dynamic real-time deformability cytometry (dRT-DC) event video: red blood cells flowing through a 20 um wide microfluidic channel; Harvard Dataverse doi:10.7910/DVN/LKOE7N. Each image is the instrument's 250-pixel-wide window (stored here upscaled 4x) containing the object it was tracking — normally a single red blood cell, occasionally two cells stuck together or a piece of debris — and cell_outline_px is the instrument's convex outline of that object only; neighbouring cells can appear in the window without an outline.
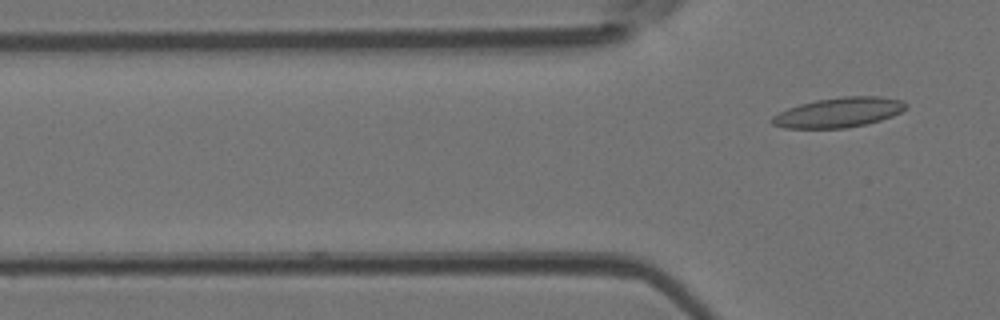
{"species": "Egyptian fruit bat (a non-hibernating species)", "species_latin": "Rousettus aegyptiacus", "temperature_condition": "room temperature", "stored_images_in_passage": 5, "camera_frame_rate_fps": 3000, "um_per_image_px": 0.085, "animal": {"sex": "female"}, "frame": {"image": 1, "passage_image": 5, "time_ms": 1.333, "image_size_px": [1000, 320], "cell_outline_px": [[908, 104], [900, 112], [892, 116], [868, 124], [848, 128], [784, 128], [772, 124], [768, 120], [772, 116], [788, 108], [800, 104], [816, 100], [844, 96], [876, 96], [900, 100]], "centroid_in_image_um": [71.25, 9.57], "position_along_channel_um": 54.5, "area_um2": 23.24}}